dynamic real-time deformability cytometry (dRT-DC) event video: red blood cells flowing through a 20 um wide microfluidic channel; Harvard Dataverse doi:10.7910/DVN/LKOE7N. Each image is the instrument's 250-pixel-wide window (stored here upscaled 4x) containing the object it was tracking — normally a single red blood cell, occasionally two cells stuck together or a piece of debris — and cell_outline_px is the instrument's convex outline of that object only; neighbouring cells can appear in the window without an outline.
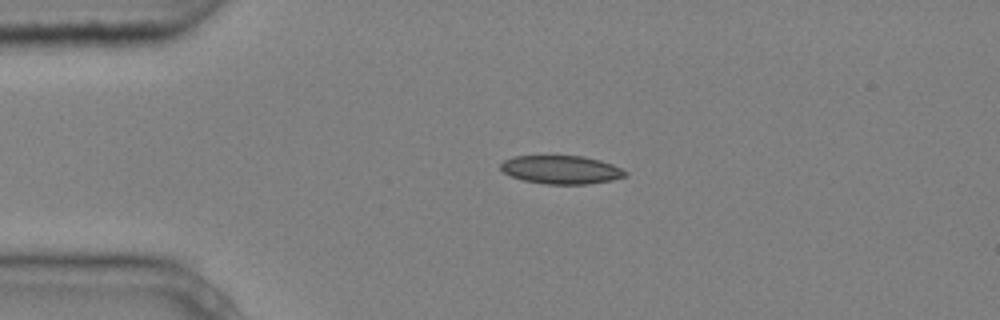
{"species": "common noctule bat (a hibernating species)", "species_latin": "Nyctalus noctula", "temperature_condition": "cold", "stored_images_in_passage": 4, "camera_frame_rate_fps": 3000, "um_per_image_px": 0.085, "animal": {"sex": "male", "body_mass_g": 20.4}, "frame": {"image": 1, "passage_image": 3, "time_ms": 0.667, "image_size_px": [1000, 320], "cell_outline_px": [[628, 176], [612, 180], [588, 184], [548, 184], [524, 180], [512, 176], [504, 172], [500, 168], [500, 164], [504, 160], [512, 156], [584, 156], [600, 160], [612, 164], [628, 172]], "centroid_in_image_um": [47.73, 14.42], "position_along_channel_um": 37.3, "area_um2": 20.58}}